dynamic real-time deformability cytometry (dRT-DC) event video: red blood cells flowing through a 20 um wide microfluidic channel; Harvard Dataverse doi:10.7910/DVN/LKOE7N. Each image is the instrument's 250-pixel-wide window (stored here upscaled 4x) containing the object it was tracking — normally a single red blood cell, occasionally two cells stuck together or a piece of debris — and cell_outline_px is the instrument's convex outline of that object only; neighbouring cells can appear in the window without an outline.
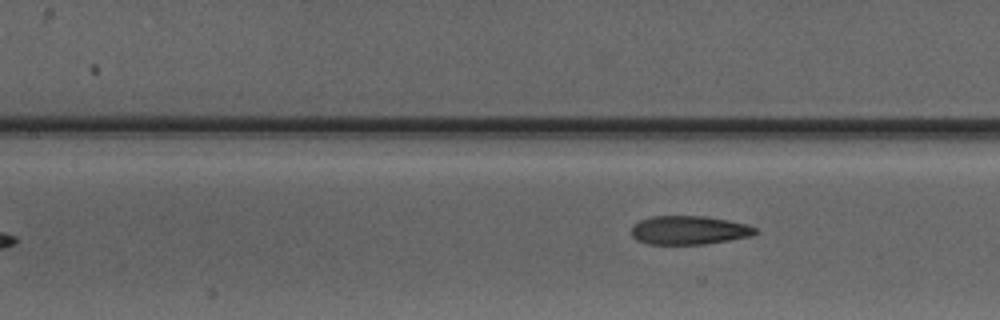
{"species": "Egyptian fruit bat (a non-hibernating species)", "species_latin": "Rousettus aegyptiacus", "temperature_condition": "warm", "stored_images_in_passage": 9, "camera_frame_rate_fps": 3000, "um_per_image_px": 0.085, "animal": {"sex": "male"}, "frame": {"image": 1, "passage_image": 9, "time_ms": 9.667, "image_size_px": [1000, 320], "cell_outline_px": [[760, 232], [752, 236], [704, 244], [648, 244], [636, 240], [632, 236], [632, 228], [640, 220], [652, 216], [704, 216], [728, 220], [748, 224], [756, 228]], "centroid_in_image_um": [58.6, 19.56], "position_along_channel_um": 148.8, "area_um2": 20.75}}